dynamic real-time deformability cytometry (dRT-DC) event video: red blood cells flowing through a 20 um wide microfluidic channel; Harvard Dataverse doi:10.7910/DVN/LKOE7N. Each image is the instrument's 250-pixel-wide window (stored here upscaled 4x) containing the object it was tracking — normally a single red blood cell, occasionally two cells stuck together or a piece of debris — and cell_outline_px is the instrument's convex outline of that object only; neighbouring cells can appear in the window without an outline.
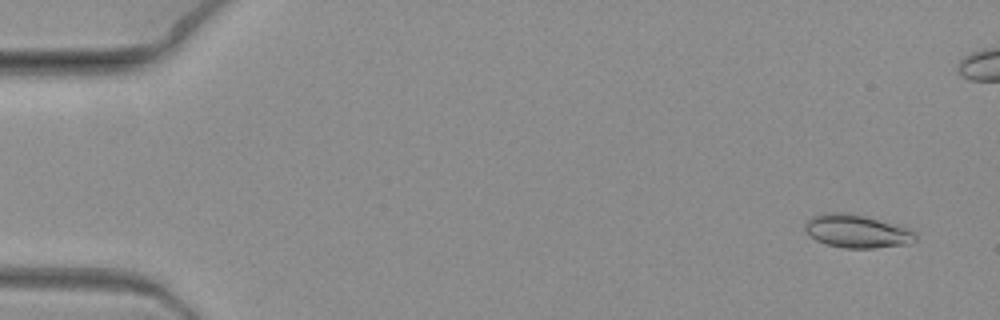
{"species": "common noctule bat (a hibernating species)", "species_latin": "Nyctalus noctula", "temperature_condition": "warm", "stored_images_in_passage": 7, "camera_frame_rate_fps": 3000, "um_per_image_px": 0.085, "animal": {"sex": "female", "body_mass_g": 19.3, "forearm_length_mm": 54.1}, "frame": {"image": 1, "passage_image": 1, "time_ms": 0.0, "image_size_px": [1000, 320], "cell_outline_px": [[916, 240], [908, 244], [876, 248], [844, 248], [828, 244], [816, 240], [804, 228], [804, 224], [812, 216], [824, 212], [844, 212], [864, 216], [900, 224], [916, 232]], "centroid_in_image_um": [72.88, 19.64], "position_along_channel_um": 12.1, "area_um2": 21.5}}